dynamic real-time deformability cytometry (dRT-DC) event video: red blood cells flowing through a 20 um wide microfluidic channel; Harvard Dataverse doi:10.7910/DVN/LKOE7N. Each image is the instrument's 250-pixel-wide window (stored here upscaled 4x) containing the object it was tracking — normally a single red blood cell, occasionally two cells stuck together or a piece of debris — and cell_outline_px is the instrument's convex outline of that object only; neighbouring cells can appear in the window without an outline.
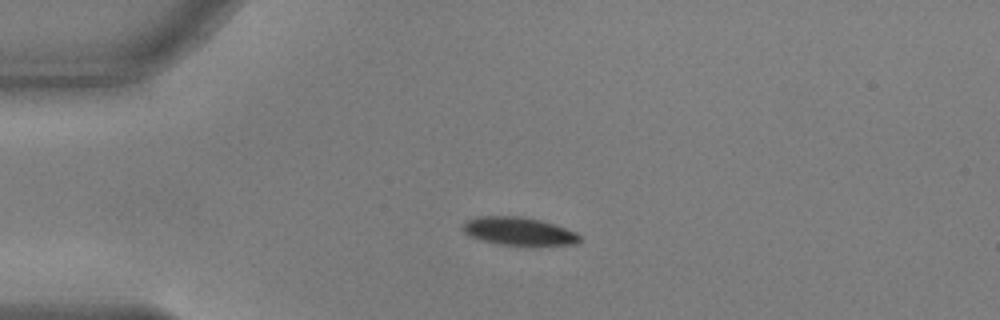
{"species": "common noctule bat (a hibernating species)", "species_latin": "Nyctalus noctula", "temperature_condition": "warm", "stored_images_in_passage": 16, "camera_frame_rate_fps": 3000, "um_per_image_px": 0.085, "animal": {"sex": "male", "body_mass_g": 17.9, "forearm_length_mm": 54.2}, "frame": {"image": 1, "passage_image": 13, "time_ms": 4.0, "image_size_px": [1000, 320], "cell_outline_px": [[580, 240], [576, 244], [500, 244], [480, 240], [464, 232], [464, 224], [468, 220], [476, 216], [520, 216], [540, 220], [576, 232], [580, 236]], "centroid_in_image_um": [44.07, 19.63], "position_along_channel_um": 40.9, "area_um2": 18.5}}